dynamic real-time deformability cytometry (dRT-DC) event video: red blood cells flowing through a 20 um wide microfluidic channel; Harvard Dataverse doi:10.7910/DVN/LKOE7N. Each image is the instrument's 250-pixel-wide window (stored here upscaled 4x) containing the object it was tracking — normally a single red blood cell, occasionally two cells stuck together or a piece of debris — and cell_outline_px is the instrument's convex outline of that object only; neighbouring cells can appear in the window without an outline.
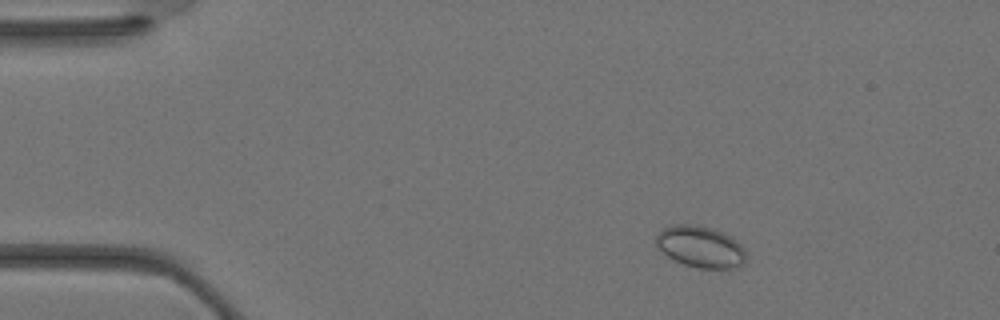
{"species": "Egyptian fruit bat (a non-hibernating species)", "species_latin": "Rousettus aegyptiacus", "temperature_condition": "warm", "stored_images_in_passage": 35, "camera_frame_rate_fps": 3000, "um_per_image_px": 0.085, "animal": {"sex": "female"}, "frame": {"image": 1, "passage_image": 4, "time_ms": 1.0, "image_size_px": [1000, 320], "cell_outline_px": [[744, 264], [732, 268], [700, 268], [684, 264], [668, 256], [656, 248], [656, 236], [664, 228], [672, 224], [692, 224], [712, 228], [724, 232], [732, 236], [744, 248]], "centroid_in_image_um": [59.53, 20.96], "position_along_channel_um": 25.5, "area_um2": 21.73}}
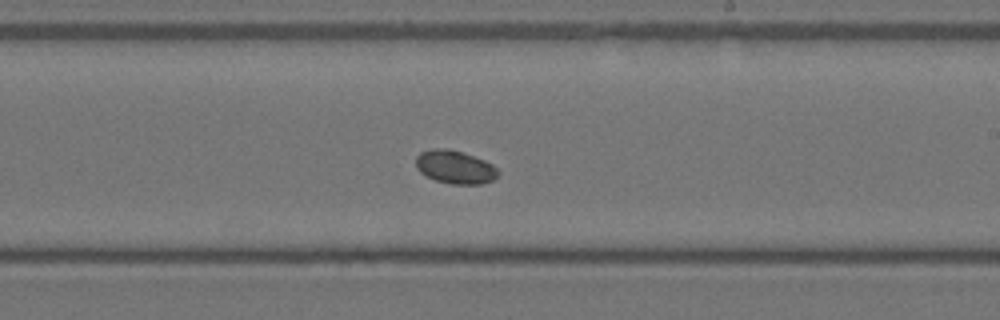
{"frame": {"image": 2, "passage_image": 20, "time_ms": 6.333, "image_size_px": [1000, 320], "cell_outline_px": [[500, 172], [492, 180], [480, 184], [452, 184], [436, 180], [420, 172], [416, 168], [416, 156], [420, 152], [432, 148], [448, 148], [484, 160], [492, 164]], "centroid_in_image_um": [38.65, 14.19], "position_along_channel_um": 250.3, "area_um2": 15.78}}
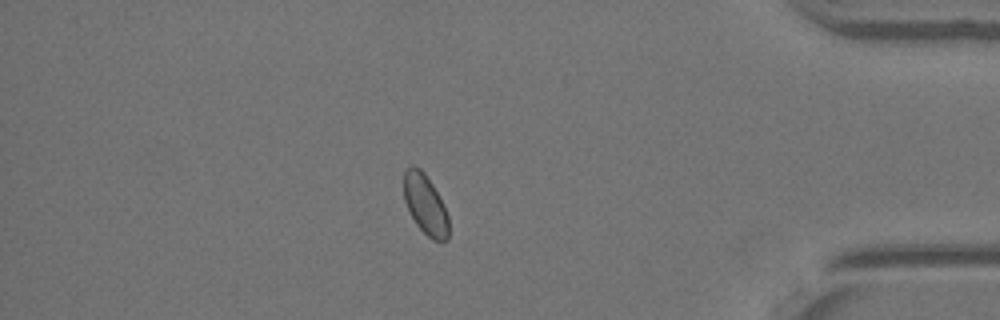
{"frame": {"image": 3, "passage_image": 30, "time_ms": 9.667, "image_size_px": [1000, 320], "cell_outline_px": [[448, 240], [432, 240], [416, 224], [404, 200], [404, 172], [412, 164], [420, 168], [424, 172], [432, 184], [448, 216]], "centroid_in_image_um": [36.13, 17.36], "position_along_channel_um": 399.1, "area_um2": 15.32}}